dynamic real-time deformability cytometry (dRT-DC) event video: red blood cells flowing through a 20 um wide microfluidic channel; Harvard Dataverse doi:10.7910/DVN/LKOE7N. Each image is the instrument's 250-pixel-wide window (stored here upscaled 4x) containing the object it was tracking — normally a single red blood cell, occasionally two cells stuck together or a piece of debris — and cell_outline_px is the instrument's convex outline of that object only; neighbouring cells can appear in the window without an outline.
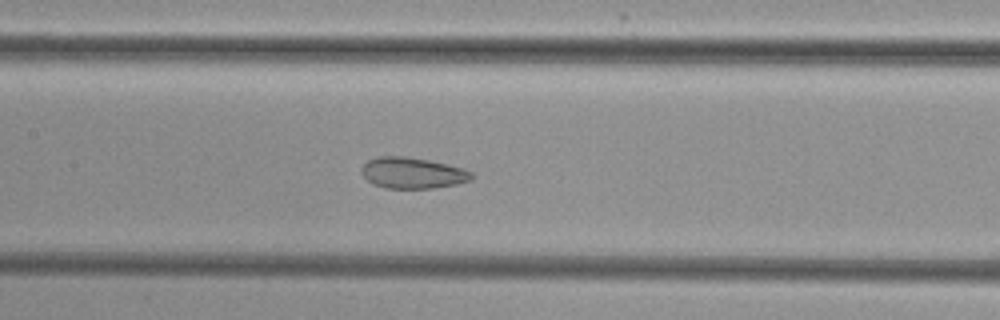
{"species": "common noctule bat (a hibernating species)", "species_latin": "Nyctalus noctula", "temperature_condition": "cold", "stored_images_in_passage": 37, "camera_frame_rate_fps": 3000, "um_per_image_px": 0.085, "animal": {"sex": "female", "body_mass_g": 29.2, "forearm_length_mm": 56.3}, "frame": {"image": 1, "passage_image": 14, "time_ms": 4.333, "image_size_px": [1000, 320], "cell_outline_px": [[472, 180], [456, 184], [432, 188], [384, 188], [372, 184], [360, 172], [360, 168], [368, 160], [376, 156], [404, 156], [428, 160], [448, 164], [464, 168], [472, 172]], "centroid_in_image_um": [35.04, 14.69], "position_along_channel_um": 172.4, "area_um2": 20.06}}
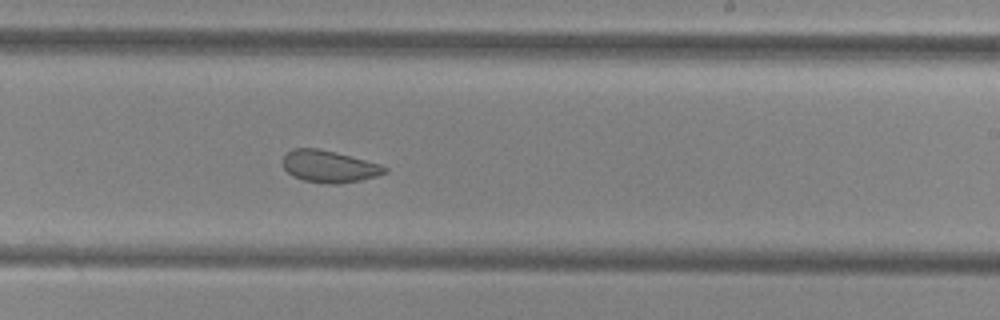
{"frame": {"image": 2, "passage_image": 21, "time_ms": 6.667, "image_size_px": [1000, 320], "cell_outline_px": [[388, 172], [376, 176], [360, 180], [340, 184], [328, 184], [304, 180], [292, 176], [284, 168], [284, 156], [292, 148], [316, 148], [336, 152], [380, 164], [388, 168]], "centroid_in_image_um": [27.99, 14.15], "position_along_channel_um": 261.0, "area_um2": 18.9}}
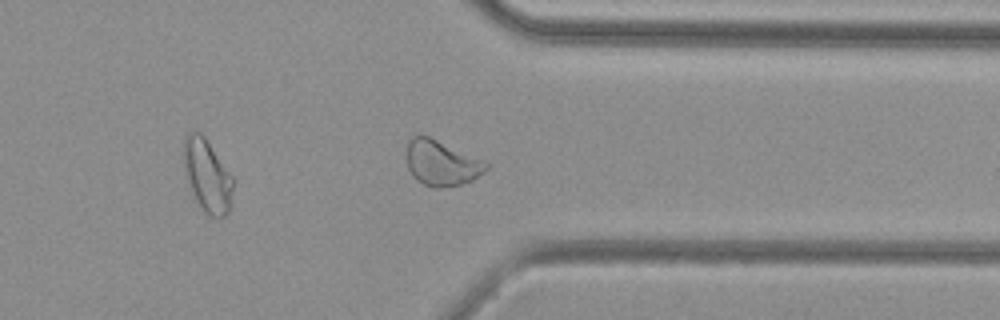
{"frame": {"image": 3, "passage_image": 30, "time_ms": 9.667, "image_size_px": [1000, 320], "cell_outline_px": [[488, 168], [484, 172], [472, 180], [460, 184], [440, 188], [432, 188], [416, 180], [412, 176], [408, 168], [408, 140], [412, 136], [428, 136], [480, 160], [488, 164]], "centroid_in_image_um": [37.49, 13.89], "position_along_channel_um": 373.9, "area_um2": 20.4}, "authors_computed_cell_mechanics": {"area_um2": 20.4034, "velocity_mm_per_s": 3.8173, "shape_relaxation_time_tau1_ms": null, "shape_relaxation_time_tau2_ms": 1.4665, "deformation_change_tau1": null, "deformation_change_tau2": 0.0721}}